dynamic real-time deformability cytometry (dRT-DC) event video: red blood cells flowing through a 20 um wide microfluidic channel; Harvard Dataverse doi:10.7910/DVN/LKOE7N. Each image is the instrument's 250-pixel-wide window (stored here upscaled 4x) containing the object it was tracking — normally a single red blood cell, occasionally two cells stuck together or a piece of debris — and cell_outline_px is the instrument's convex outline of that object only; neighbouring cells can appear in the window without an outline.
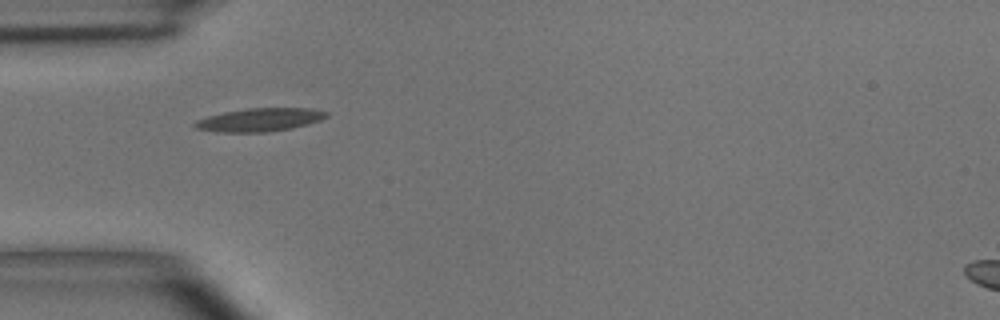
{"species": "common noctule bat (a hibernating species)", "species_latin": "Nyctalus noctula", "temperature_condition": "room temperature", "stored_images_in_passage": 6, "camera_frame_rate_fps": 3000, "um_per_image_px": 0.085, "animal": {"sex": "male", "body_mass_g": 15.6}, "frame": {"image": 1, "passage_image": 4, "time_ms": 3.333, "image_size_px": [1000, 320], "cell_outline_px": [[328, 116], [320, 120], [308, 124], [292, 128], [264, 132], [216, 132], [196, 128], [192, 124], [196, 120], [208, 116], [224, 112], [248, 108], [312, 108], [328, 112]], "centroid_in_image_um": [22.08, 10.18], "position_along_channel_um": 62.9, "area_um2": 17.8}}
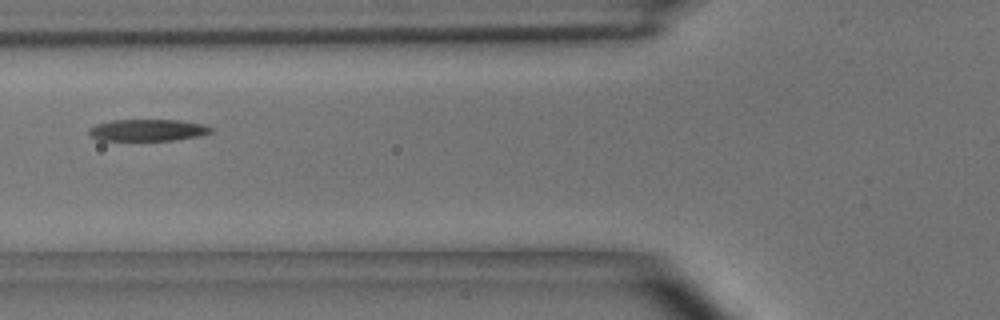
{"frame": {"image": 2, "passage_image": 5, "time_ms": 4.667, "image_size_px": [1000, 320], "cell_outline_px": [[212, 132], [200, 136], [176, 140], [100, 140], [92, 136], [88, 132], [88, 128], [96, 124], [112, 120], [180, 120], [204, 124], [212, 128]], "centroid_in_image_um": [12.57, 11.06], "position_along_channel_um": 113.2, "area_um2": 15.49}}